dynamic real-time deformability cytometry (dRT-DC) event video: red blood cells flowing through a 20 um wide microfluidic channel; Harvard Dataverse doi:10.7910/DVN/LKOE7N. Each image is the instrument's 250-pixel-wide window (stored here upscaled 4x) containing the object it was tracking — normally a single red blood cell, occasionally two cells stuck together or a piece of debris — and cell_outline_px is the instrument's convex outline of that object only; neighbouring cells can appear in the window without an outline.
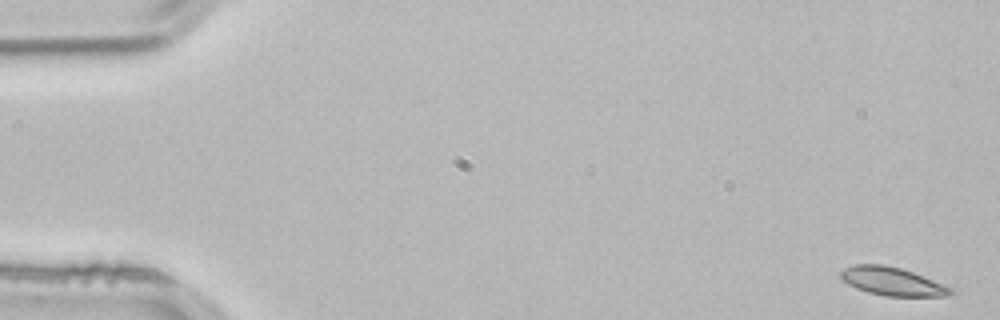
{"species": "common noctule bat (a hibernating species)", "species_latin": "Nyctalus noctula", "temperature_condition": "room temperature", "stored_images_in_passage": 53, "camera_frame_rate_fps": 3000, "um_per_image_px": 0.085, "animal": {"sex": "male", "body_mass_g": 21.5, "forearm_length_mm": 52.0}, "frame": {"image": 1, "passage_image": 1, "time_ms": 0.0, "image_size_px": [1000, 320], "cell_outline_px": [[952, 292], [948, 296], [884, 296], [868, 292], [856, 288], [848, 284], [840, 276], [840, 272], [844, 268], [856, 264], [884, 264], [900, 268], [912, 272], [952, 288]], "centroid_in_image_um": [75.8, 23.92], "position_along_channel_um": 9.2, "area_um2": 17.86}}
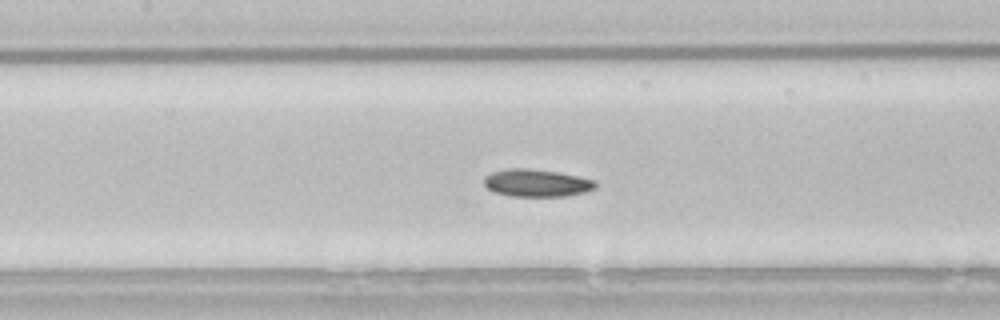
{"frame": {"image": 2, "passage_image": 24, "time_ms": 7.667, "image_size_px": [1000, 320], "cell_outline_px": [[596, 188], [584, 192], [564, 196], [512, 196], [492, 192], [484, 184], [484, 176], [492, 172], [508, 168], [528, 168], [556, 172], [596, 180]], "centroid_in_image_um": [45.58, 15.55], "position_along_channel_um": 161.8, "area_um2": 17.8}}
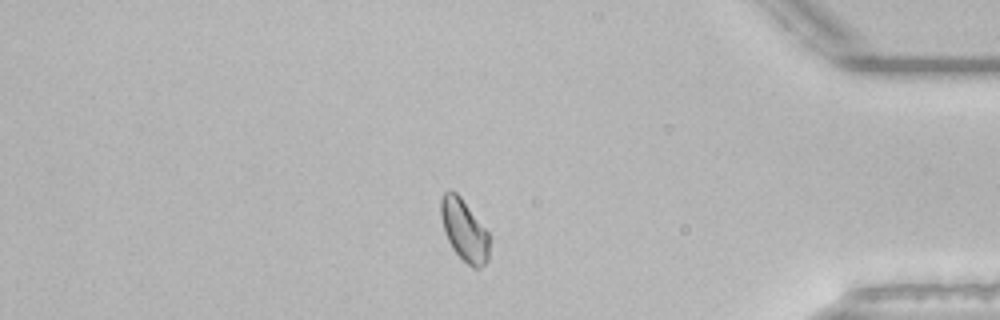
{"frame": {"image": 3, "passage_image": 45, "time_ms": 14.667, "image_size_px": [1000, 320], "cell_outline_px": [[492, 236], [488, 260], [480, 268], [472, 268], [452, 248], [444, 232], [440, 216], [440, 200], [444, 192], [456, 192], [460, 196]], "centroid_in_image_um": [39.49, 19.59], "position_along_channel_um": 395.7, "area_um2": 17.69}, "authors_computed_cell_mechanics": {"area_um2": 17.8602, "velocity_mm_per_s": 3.8047, "shape_relaxation_time_tau1_ms": 3.4761, "shape_relaxation_time_tau2_ms": 4.4204, "deformation_change_tau1": 0.0857, "deformation_change_tau2": 0.0815}}